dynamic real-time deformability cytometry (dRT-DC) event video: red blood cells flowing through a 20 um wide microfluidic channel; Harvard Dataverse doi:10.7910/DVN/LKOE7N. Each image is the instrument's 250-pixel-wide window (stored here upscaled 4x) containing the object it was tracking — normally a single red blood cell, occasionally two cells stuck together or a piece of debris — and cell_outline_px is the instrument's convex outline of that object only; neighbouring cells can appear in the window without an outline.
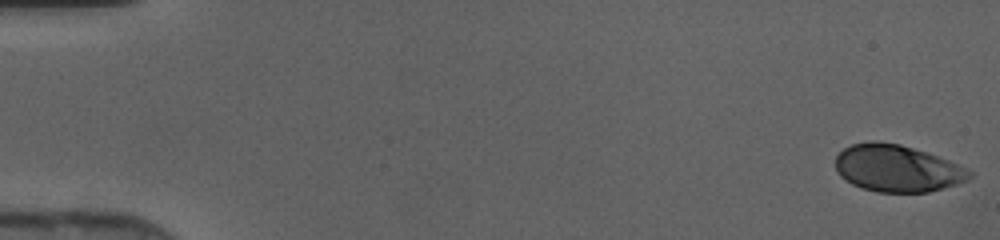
{"species": "human", "species_latin": "Homo sapiens", "temperature_condition": "cold", "stored_images_in_passage": 46, "camera_frame_rate_fps": 3000, "um_per_image_px": 0.085, "donor": {"sex": "female"}, "frame": {"image": 1, "passage_image": 1, "time_ms": 0.0, "image_size_px": [1000, 240], "cell_outline_px": [[972, 176], [968, 180], [944, 188], [928, 192], [876, 192], [860, 188], [852, 184], [840, 176], [836, 172], [836, 156], [844, 148], [852, 144], [872, 140], [876, 140], [900, 144], [948, 160], [972, 172]], "centroid_in_image_um": [76.21, 14.31], "position_along_channel_um": 8.8, "area_um2": 36.59}}
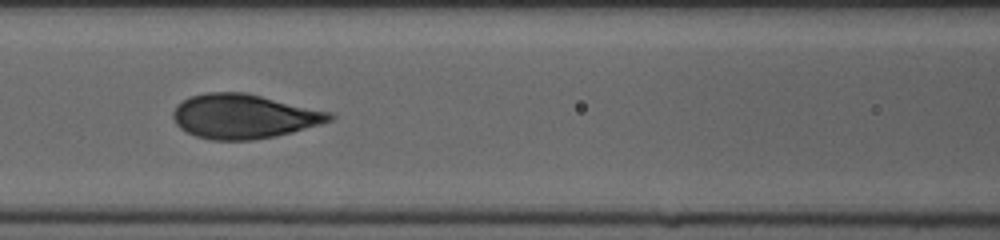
{"frame": {"image": 2, "passage_image": 21, "time_ms": 6.667, "image_size_px": [1000, 240], "cell_outline_px": [[336, 116], [332, 120], [320, 124], [292, 132], [276, 136], [252, 140], [212, 140], [196, 136], [180, 128], [176, 124], [172, 116], [172, 112], [176, 104], [188, 96], [204, 92], [244, 92], [332, 112]], "centroid_in_image_um": [20.7, 9.88], "position_along_channel_um": 145.9, "area_um2": 40.69}}
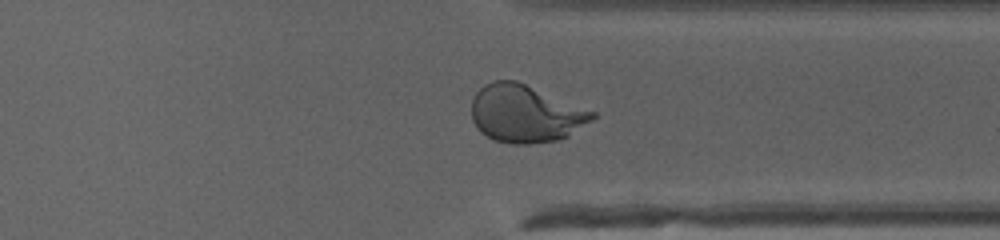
{"frame": {"image": 3, "passage_image": 36, "time_ms": 11.667, "image_size_px": [1000, 240], "cell_outline_px": [[596, 116], [592, 120], [568, 136], [556, 140], [528, 144], [512, 144], [492, 140], [480, 132], [476, 128], [472, 120], [472, 100], [476, 92], [484, 84], [496, 80], [516, 80], [596, 112]], "centroid_in_image_um": [44.63, 9.66], "position_along_channel_um": 366.8, "area_um2": 40.58}}